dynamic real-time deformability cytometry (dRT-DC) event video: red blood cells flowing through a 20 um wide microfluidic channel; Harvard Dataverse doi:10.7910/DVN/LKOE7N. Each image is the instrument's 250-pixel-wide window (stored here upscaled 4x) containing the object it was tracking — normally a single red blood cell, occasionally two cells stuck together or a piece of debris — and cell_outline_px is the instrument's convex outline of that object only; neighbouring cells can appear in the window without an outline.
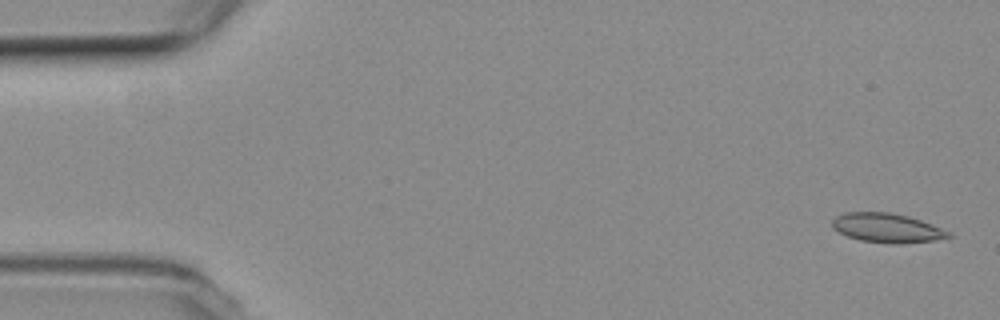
{"species": "common noctule bat (a hibernating species)", "species_latin": "Nyctalus noctula", "temperature_condition": "room temperature", "stored_images_in_passage": 8, "camera_frame_rate_fps": 3000, "um_per_image_px": 0.085, "animal": {"sex": "female", "body_mass_g": 19.3, "forearm_length_mm": 54.1}, "frame": {"image": 1, "passage_image": 1, "time_ms": 0.0, "image_size_px": [1000, 320], "cell_outline_px": [[952, 236], [936, 240], [900, 244], [888, 244], [860, 240], [848, 236], [832, 228], [832, 220], [836, 216], [844, 212], [892, 212], [908, 216], [932, 224], [952, 232]], "centroid_in_image_um": [75.41, 19.38], "position_along_channel_um": 9.6, "area_um2": 20.0}}